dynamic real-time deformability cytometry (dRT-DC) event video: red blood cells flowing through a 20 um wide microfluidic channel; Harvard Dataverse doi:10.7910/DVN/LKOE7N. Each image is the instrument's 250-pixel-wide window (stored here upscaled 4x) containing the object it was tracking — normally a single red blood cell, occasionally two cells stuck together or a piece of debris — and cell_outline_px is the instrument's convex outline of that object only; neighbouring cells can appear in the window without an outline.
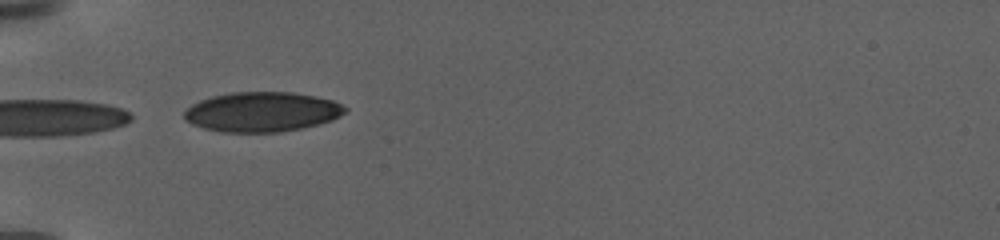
{"species": "human", "species_latin": "Homo sapiens", "temperature_condition": "warm", "stored_images_in_passage": 11, "segment_of_instrument_passage": [2, 2], "camera_frame_rate_fps": 3000, "um_per_image_px": 0.085, "donor": {"sex": "female"}, "frame": {"image": 1, "passage_image": 9, "time_ms": 7.0, "image_size_px": [1000, 240], "cell_outline_px": [[348, 112], [332, 120], [300, 128], [280, 132], [220, 132], [204, 128], [192, 124], [184, 120], [184, 112], [192, 104], [200, 100], [212, 96], [232, 92], [292, 92], [316, 96], [332, 100], [348, 108]], "centroid_in_image_um": [22.27, 9.5], "position_along_channel_um": 62.7, "area_um2": 37.34}}